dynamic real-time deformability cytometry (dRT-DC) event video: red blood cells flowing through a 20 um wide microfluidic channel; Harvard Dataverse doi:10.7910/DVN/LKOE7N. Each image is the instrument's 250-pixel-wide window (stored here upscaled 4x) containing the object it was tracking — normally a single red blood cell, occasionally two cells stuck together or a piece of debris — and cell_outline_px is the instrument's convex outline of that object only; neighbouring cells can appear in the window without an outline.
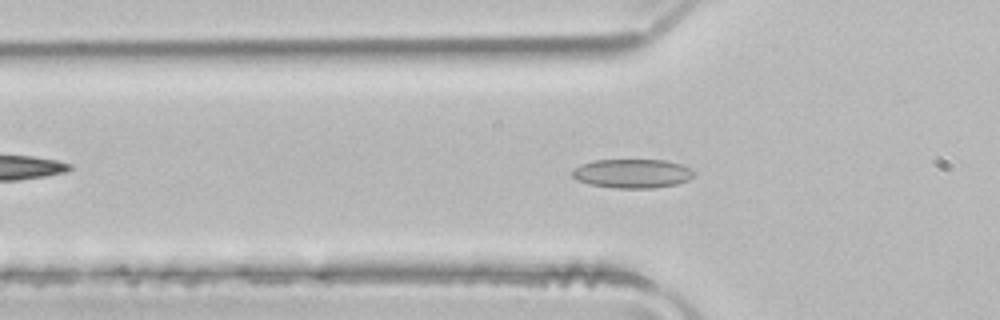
{"species": "common noctule bat (a hibernating species)", "species_latin": "Nyctalus noctula", "temperature_condition": "room temperature", "stored_images_in_passage": 46, "camera_frame_rate_fps": 3000, "um_per_image_px": 0.085, "animal": {"sex": "male", "body_mass_g": 21.5, "forearm_length_mm": 52.0}, "frame": {"image": 1, "passage_image": 17, "time_ms": 5.333, "image_size_px": [1000, 320], "cell_outline_px": [[696, 172], [688, 180], [676, 184], [652, 188], [612, 188], [588, 184], [576, 180], [572, 176], [572, 172], [576, 168], [584, 164], [596, 160], [664, 160], [680, 164]], "centroid_in_image_um": [53.74, 14.76], "position_along_channel_um": 72.1, "area_um2": 20.4}}
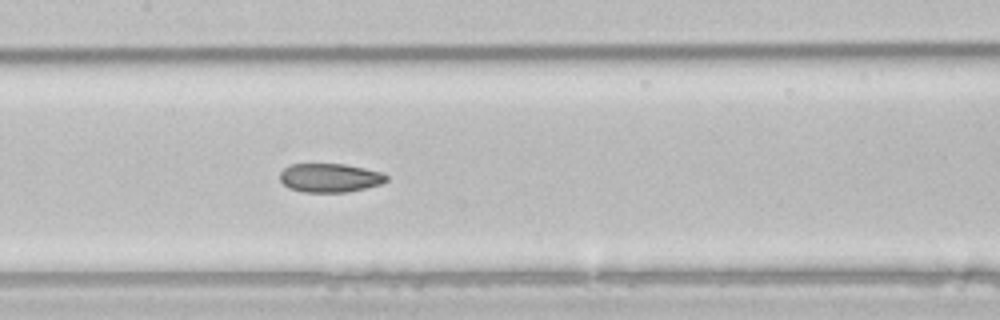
{"frame": {"image": 2, "passage_image": 25, "time_ms": 8.0, "image_size_px": [1000, 320], "cell_outline_px": [[388, 180], [380, 184], [348, 192], [304, 192], [288, 188], [280, 180], [280, 172], [288, 164], [344, 164], [384, 172], [388, 176]], "centroid_in_image_um": [28.04, 15.11], "position_along_channel_um": 179.4, "area_um2": 17.98}}
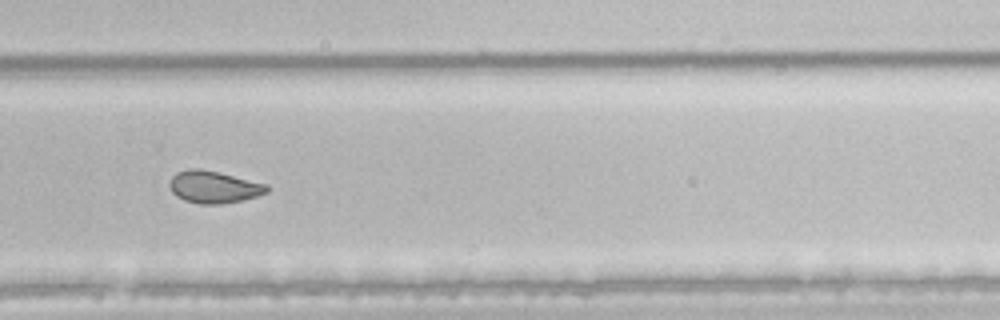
{"frame": {"image": 3, "passage_image": 35, "time_ms": 11.333, "image_size_px": [1000, 320], "cell_outline_px": [[268, 192], [244, 200], [220, 204], [200, 204], [184, 200], [176, 196], [172, 192], [168, 184], [172, 176], [176, 172], [188, 168], [200, 168], [268, 184]], "centroid_in_image_um": [18.14, 15.89], "position_along_channel_um": 311.7, "area_um2": 18.32}}